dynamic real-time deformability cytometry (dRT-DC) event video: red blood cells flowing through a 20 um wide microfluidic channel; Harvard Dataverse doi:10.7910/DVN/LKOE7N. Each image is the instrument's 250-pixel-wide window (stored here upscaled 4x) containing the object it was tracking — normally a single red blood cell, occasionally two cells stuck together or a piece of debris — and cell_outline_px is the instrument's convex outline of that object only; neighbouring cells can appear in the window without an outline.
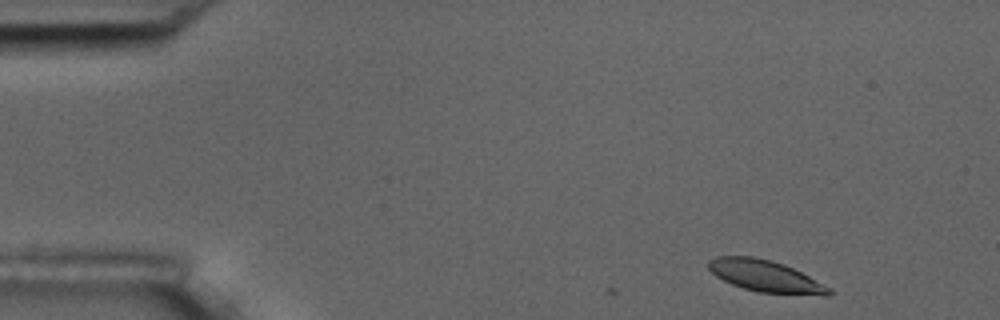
{"species": "common noctule bat (a hibernating species)", "species_latin": "Nyctalus noctula", "temperature_condition": "room temperature", "stored_images_in_passage": 2, "camera_frame_rate_fps": 3000, "um_per_image_px": 0.085, "animal": {"sex": "male", "body_mass_g": 17.5, "forearm_length_mm": 52.3}, "frame": {"image": 1, "passage_image": 2, "time_ms": 0.333, "image_size_px": [1000, 320], "cell_outline_px": [[836, 292], [828, 296], [824, 296], [760, 292], [744, 288], [732, 284], [716, 276], [708, 268], [708, 260], [716, 256], [752, 256], [772, 260], [784, 264], [832, 288]], "centroid_in_image_um": [65.1, 23.47], "position_along_channel_um": 19.9, "area_um2": 22.31}}